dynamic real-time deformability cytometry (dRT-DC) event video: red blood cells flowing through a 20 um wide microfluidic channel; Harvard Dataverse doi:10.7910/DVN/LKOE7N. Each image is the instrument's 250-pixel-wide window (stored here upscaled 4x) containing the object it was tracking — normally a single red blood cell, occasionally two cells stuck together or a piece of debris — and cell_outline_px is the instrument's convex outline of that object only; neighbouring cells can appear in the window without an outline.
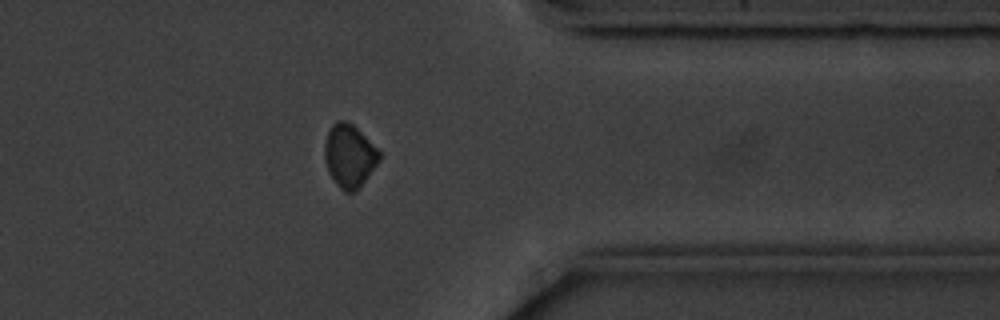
{"species": "common noctule bat (a hibernating species)", "species_latin": "Nyctalus noctula", "temperature_condition": "cold", "stored_images_in_passage": 14, "camera_frame_rate_fps": 3000, "um_per_image_px": 0.085, "animal": {"sex": "male", "body_mass_g": 20.1, "forearm_length_mm": 53.5}, "frame": {"image": 1, "passage_image": 12, "time_ms": 13.667, "image_size_px": [1000, 320], "cell_outline_px": [[380, 160], [368, 176], [352, 192], [344, 192], [336, 184], [328, 172], [324, 160], [324, 144], [328, 128], [336, 120], [348, 120], [380, 152]], "centroid_in_image_um": [29.64, 13.21], "position_along_channel_um": 381.8, "area_um2": 19.94}, "authors_computed_cell_mechanics": {"area_um2": 21.6461, "velocity_mm_per_s": 3.5507, "shape_relaxation_time_tau1_ms": 1.8114, "shape_relaxation_time_tau2_ms": null, "deformation_change_tau1": 0.079, "deformation_change_tau2": null}}